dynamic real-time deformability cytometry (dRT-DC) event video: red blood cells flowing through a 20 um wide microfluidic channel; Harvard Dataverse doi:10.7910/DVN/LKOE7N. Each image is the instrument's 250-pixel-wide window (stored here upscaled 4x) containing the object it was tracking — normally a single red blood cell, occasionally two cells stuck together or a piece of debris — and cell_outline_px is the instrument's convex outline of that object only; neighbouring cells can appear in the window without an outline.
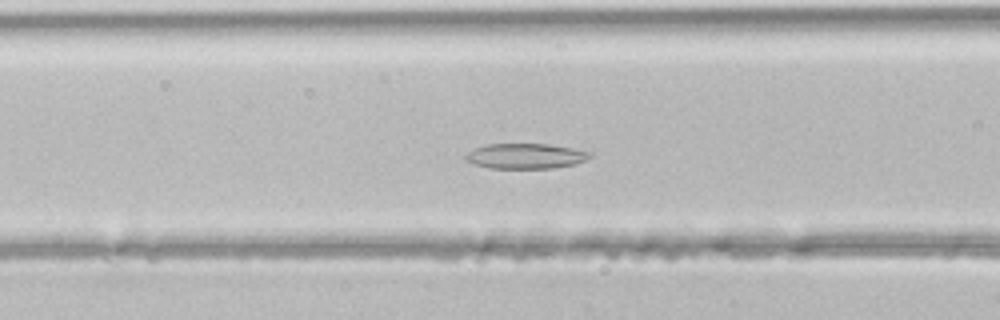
{"species": "common noctule bat (a hibernating species)", "species_latin": "Nyctalus noctula", "temperature_condition": "room temperature", "stored_images_in_passage": 38, "segment_of_instrument_passage": [1, 2], "camera_frame_rate_fps": 3000, "um_per_image_px": 0.085, "animal": {"sex": "male", "body_mass_g": 21.5, "forearm_length_mm": 52.0}, "frame": {"image": 1, "passage_image": 10, "time_ms": 3.0, "image_size_px": [1000, 320], "cell_outline_px": [[592, 156], [588, 160], [572, 164], [552, 168], [488, 168], [476, 164], [468, 160], [464, 156], [468, 152], [476, 148], [488, 144], [548, 144], [572, 148], [592, 152]], "centroid_in_image_um": [44.72, 13.26], "position_along_channel_um": 121.9, "area_um2": 18.09}}
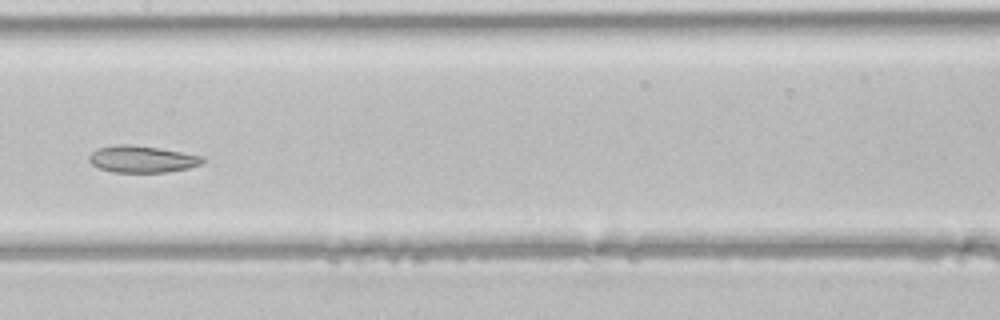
{"frame": {"image": 2, "passage_image": 15, "time_ms": 4.667, "image_size_px": [1000, 320], "cell_outline_px": [[204, 164], [188, 168], [164, 172], [112, 172], [100, 168], [92, 164], [88, 160], [88, 156], [96, 148], [116, 144], [132, 144], [160, 148], [204, 156]], "centroid_in_image_um": [12.07, 13.51], "position_along_channel_um": 195.3, "area_um2": 17.92}}
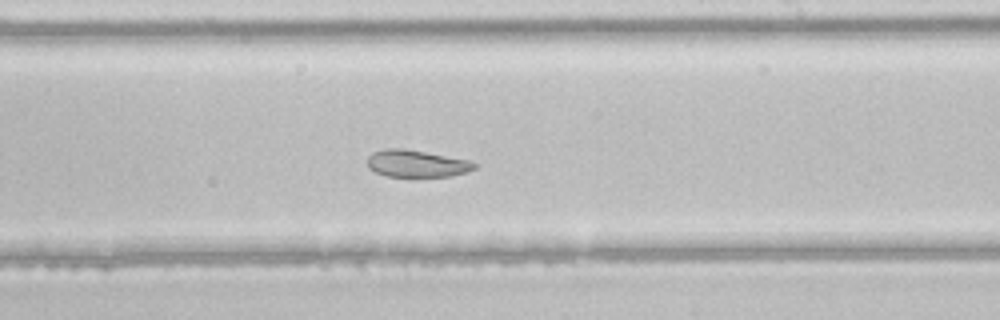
{"frame": {"image": 3, "passage_image": 19, "time_ms": 6.0, "image_size_px": [1000, 320], "cell_outline_px": [[476, 168], [452, 176], [384, 176], [368, 168], [368, 156], [372, 152], [384, 148], [404, 148], [472, 160], [476, 164]], "centroid_in_image_um": [35.4, 13.89], "position_along_channel_um": 253.6, "area_um2": 16.99}}